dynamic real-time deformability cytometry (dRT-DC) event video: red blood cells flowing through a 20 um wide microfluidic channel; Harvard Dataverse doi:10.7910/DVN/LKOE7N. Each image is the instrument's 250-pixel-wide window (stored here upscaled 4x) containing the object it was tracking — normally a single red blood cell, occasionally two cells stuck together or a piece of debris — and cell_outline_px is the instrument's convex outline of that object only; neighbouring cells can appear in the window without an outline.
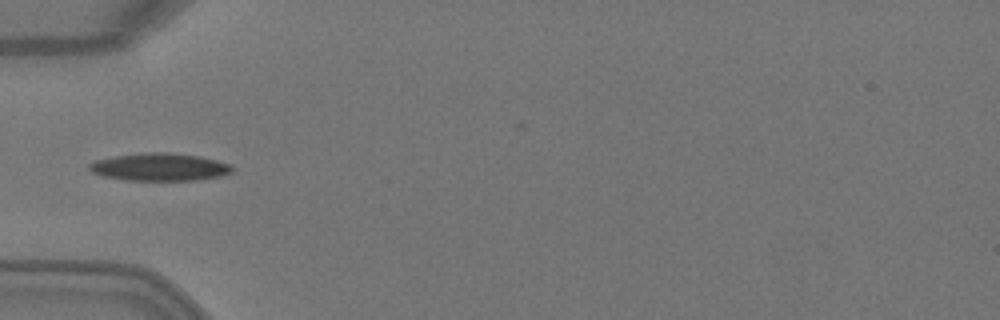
{"species": "Egyptian fruit bat (a non-hibernating species)", "species_latin": "Rousettus aegyptiacus", "temperature_condition": "warm", "stored_images_in_passage": 2, "camera_frame_rate_fps": 3000, "um_per_image_px": 0.085, "animal": {"sex": "female"}, "frame": {"image": 1, "passage_image": 1, "time_ms": 0.0, "image_size_px": [1000, 320], "cell_outline_px": [[236, 168], [232, 172], [220, 176], [196, 180], [124, 180], [100, 176], [92, 172], [88, 168], [88, 164], [96, 160], [116, 156], [148, 152], [168, 152], [196, 156], [216, 160], [232, 164]], "centroid_in_image_um": [13.57, 14.2], "position_along_channel_um": 71.4, "area_um2": 23.06}}